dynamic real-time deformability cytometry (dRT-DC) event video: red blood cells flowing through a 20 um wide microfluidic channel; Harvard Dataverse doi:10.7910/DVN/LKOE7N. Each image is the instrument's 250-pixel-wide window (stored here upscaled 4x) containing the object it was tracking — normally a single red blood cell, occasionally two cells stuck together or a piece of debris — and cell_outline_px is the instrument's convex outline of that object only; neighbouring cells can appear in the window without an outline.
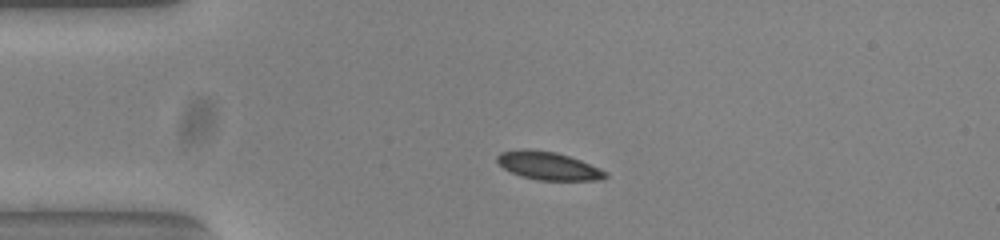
{"species": "common noctule bat (a hibernating species)", "species_latin": "Nyctalus noctula", "temperature_condition": "warm", "stored_images_in_passage": 50, "camera_frame_rate_fps": 3000, "um_per_image_px": 0.085, "animal": {"sex": "female", "body_mass_g": 23.0, "forearm_length_mm": 53.4}, "frame": {"image": 1, "passage_image": 9, "time_ms": 2.667, "image_size_px": [1000, 240], "cell_outline_px": [[608, 176], [604, 180], [536, 180], [520, 176], [504, 168], [496, 160], [496, 156], [500, 152], [524, 148], [556, 152], [580, 160], [608, 172]], "centroid_in_image_um": [46.6, 14.09], "position_along_channel_um": 38.4, "area_um2": 17.74}}
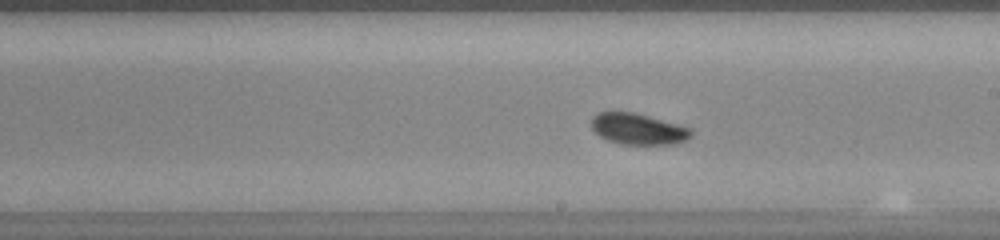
{"frame": {"image": 2, "passage_image": 27, "time_ms": 8.667, "image_size_px": [1000, 240], "cell_outline_px": [[692, 136], [676, 144], [620, 144], [608, 140], [600, 136], [592, 128], [592, 120], [600, 112], [632, 112], [648, 116], [692, 128]], "centroid_in_image_um": [54.27, 10.97], "position_along_channel_um": 234.7, "area_um2": 17.8}}
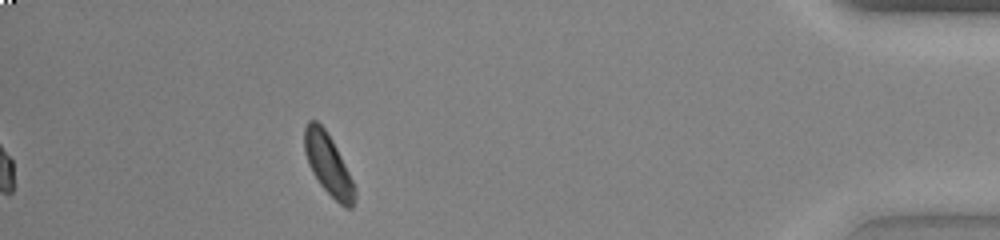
{"frame": {"image": 3, "passage_image": 45, "time_ms": 14.667, "image_size_px": [1000, 240], "cell_outline_px": [[356, 196], [352, 208], [344, 208], [320, 184], [312, 172], [308, 164], [304, 152], [304, 128], [308, 120], [316, 120], [324, 128], [332, 140], [356, 188]], "centroid_in_image_um": [27.88, 13.98], "position_along_channel_um": 407.3, "area_um2": 17.69}, "authors_computed_cell_mechanics": {"area_um2": 17.6868, "velocity_mm_per_s": 3.803, "shape_relaxation_time_tau1_ms": 1.7029, "shape_relaxation_time_tau2_ms": null, "deformation_change_tau1": 0.0933, "deformation_change_tau2": null}}